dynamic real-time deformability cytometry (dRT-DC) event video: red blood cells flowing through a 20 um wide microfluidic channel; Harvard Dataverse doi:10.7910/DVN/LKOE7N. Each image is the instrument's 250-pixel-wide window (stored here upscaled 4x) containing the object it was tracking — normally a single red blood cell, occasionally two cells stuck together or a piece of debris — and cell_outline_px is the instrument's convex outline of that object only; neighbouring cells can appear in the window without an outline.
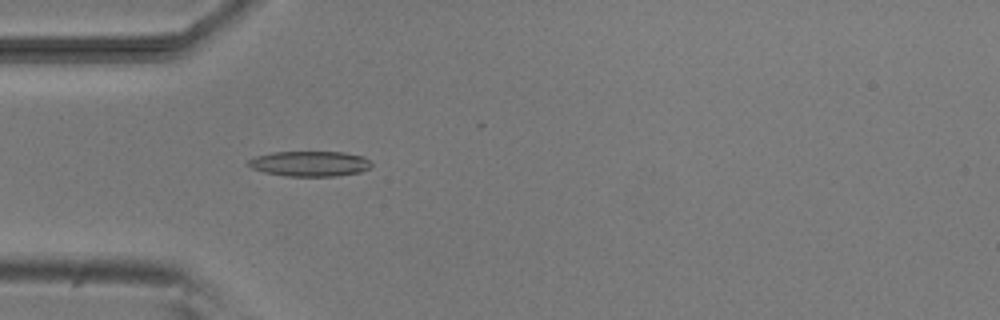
{"species": "common noctule bat (a hibernating species)", "species_latin": "Nyctalus noctula", "temperature_condition": "room temperature", "stored_images_in_passage": 4, "camera_frame_rate_fps": 3000, "um_per_image_px": 0.085, "animal": {"sex": "male", "body_mass_g": 20.5, "forearm_length_mm": 52.5}, "frame": {"image": 1, "passage_image": 4, "time_ms": 4.333, "image_size_px": [1000, 320], "cell_outline_px": [[372, 164], [368, 168], [360, 172], [336, 176], [288, 176], [264, 172], [252, 168], [244, 164], [248, 160], [256, 156], [272, 152], [344, 152], [364, 156]], "centroid_in_image_um": [26.31, 13.91], "position_along_channel_um": 58.7, "area_um2": 18.15}}